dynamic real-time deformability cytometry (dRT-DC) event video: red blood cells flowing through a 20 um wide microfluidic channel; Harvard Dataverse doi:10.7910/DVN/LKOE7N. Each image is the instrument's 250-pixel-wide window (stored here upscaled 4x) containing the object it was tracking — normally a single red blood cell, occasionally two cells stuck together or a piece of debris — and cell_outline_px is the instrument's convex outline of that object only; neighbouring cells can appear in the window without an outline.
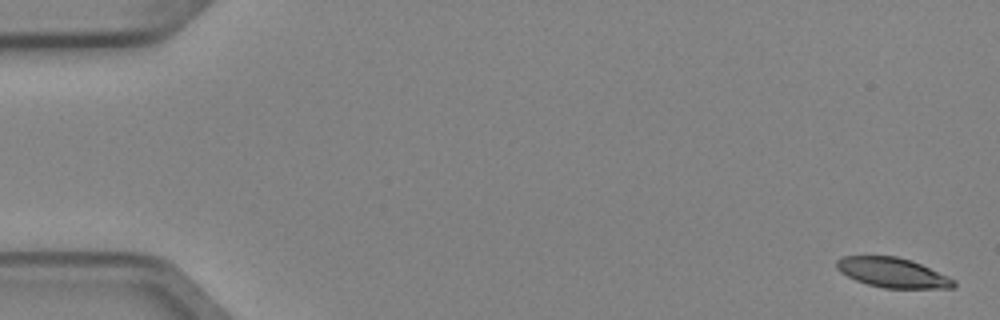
{"species": "Egyptian fruit bat (a non-hibernating species)", "species_latin": "Rousettus aegyptiacus", "temperature_condition": "cold", "stored_images_in_passage": 5, "camera_frame_rate_fps": 3000, "um_per_image_px": 0.085, "animal": {"sex": "female"}, "frame": {"image": 1, "passage_image": 1, "time_ms": 0.0, "image_size_px": [1000, 320], "cell_outline_px": [[956, 288], [884, 288], [868, 284], [856, 280], [840, 272], [836, 268], [836, 260], [844, 256], [896, 256], [912, 260], [948, 276], [956, 280]], "centroid_in_image_um": [75.89, 23.17], "position_along_channel_um": 9.1, "area_um2": 20.35}}